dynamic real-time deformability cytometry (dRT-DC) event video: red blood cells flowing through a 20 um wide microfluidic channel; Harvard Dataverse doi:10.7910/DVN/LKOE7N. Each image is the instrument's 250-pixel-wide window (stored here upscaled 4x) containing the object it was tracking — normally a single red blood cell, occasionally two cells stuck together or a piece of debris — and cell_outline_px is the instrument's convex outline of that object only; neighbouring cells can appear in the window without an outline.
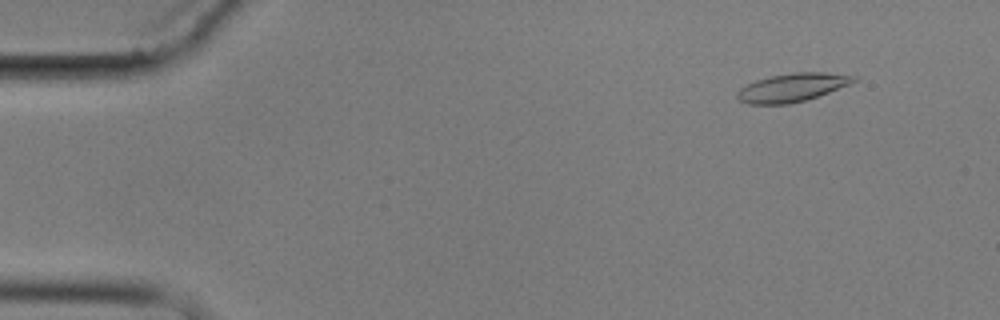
{"species": "common noctule bat (a hibernating species)", "species_latin": "Nyctalus noctula", "temperature_condition": "cold", "stored_images_in_passage": 5, "camera_frame_rate_fps": 3000, "um_per_image_px": 0.085, "animal": {"sex": "male", "body_mass_g": 17.9}, "frame": {"image": 1, "passage_image": 2, "time_ms": 1.0, "image_size_px": [1000, 320], "cell_outline_px": [[856, 80], [848, 84], [828, 92], [804, 100], [788, 104], [748, 104], [740, 100], [736, 96], [736, 92], [740, 88], [756, 80], [772, 76], [796, 72], [824, 72], [856, 76]], "centroid_in_image_um": [67.29, 7.44], "position_along_channel_um": 17.7, "area_um2": 18.84}}
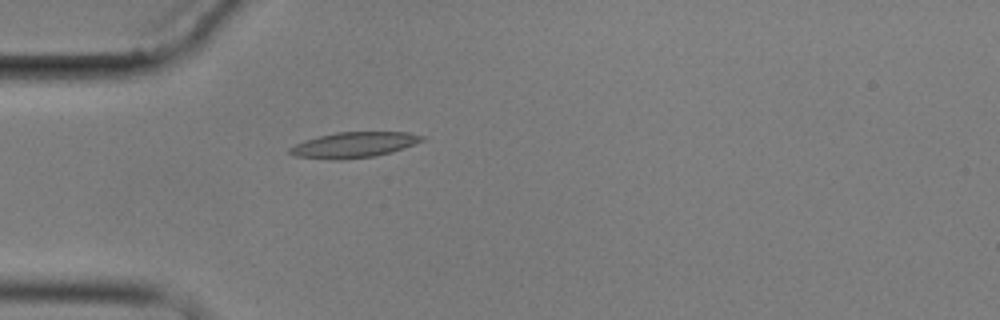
{"frame": {"image": 2, "passage_image": 5, "time_ms": 4.667, "image_size_px": [1000, 320], "cell_outline_px": [[424, 140], [392, 152], [376, 156], [344, 160], [332, 160], [296, 156], [288, 152], [288, 148], [296, 144], [320, 136], [336, 132], [408, 132], [424, 136]], "centroid_in_image_um": [30.09, 12.32], "position_along_channel_um": 54.9, "area_um2": 19.59}}